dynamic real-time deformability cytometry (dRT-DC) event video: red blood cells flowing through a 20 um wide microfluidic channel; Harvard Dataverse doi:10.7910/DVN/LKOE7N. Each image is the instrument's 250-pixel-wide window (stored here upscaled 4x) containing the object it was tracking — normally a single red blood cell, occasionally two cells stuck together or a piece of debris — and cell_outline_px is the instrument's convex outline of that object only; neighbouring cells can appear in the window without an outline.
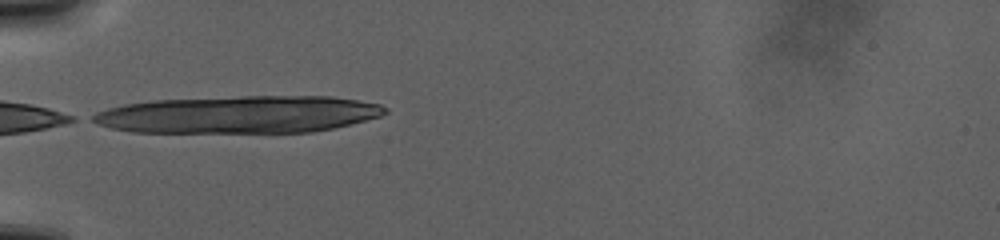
{"species": "human", "species_latin": "Homo sapiens", "temperature_condition": "warm", "stored_images_in_passage": 27, "camera_frame_rate_fps": 3000, "um_per_image_px": 0.085, "donor": {"sex": "male"}, "frame": {"image": 1, "passage_image": 1, "time_ms": 0.0, "image_size_px": [1000, 240], "cell_outline_px": [[388, 112], [380, 116], [332, 128], [312, 132], [132, 132], [112, 128], [96, 124], [88, 120], [88, 116], [96, 112], [108, 108], [124, 104], [152, 100], [240, 96], [332, 96], [380, 104], [388, 108]], "centroid_in_image_um": [20.24, 9.72], "position_along_channel_um": 64.8, "area_um2": 63.81}}